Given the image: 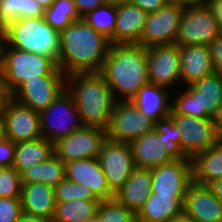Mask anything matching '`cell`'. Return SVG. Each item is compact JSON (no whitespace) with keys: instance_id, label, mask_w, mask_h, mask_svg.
I'll return each mask as SVG.
<instances>
[{"instance_id":"1","label":"cell","mask_w":222,"mask_h":222,"mask_svg":"<svg viewBox=\"0 0 222 222\" xmlns=\"http://www.w3.org/2000/svg\"><path fill=\"white\" fill-rule=\"evenodd\" d=\"M57 67L67 76L72 73L100 72L110 41L83 18L60 32Z\"/></svg>"},{"instance_id":"2","label":"cell","mask_w":222,"mask_h":222,"mask_svg":"<svg viewBox=\"0 0 222 222\" xmlns=\"http://www.w3.org/2000/svg\"><path fill=\"white\" fill-rule=\"evenodd\" d=\"M99 73L116 101H130L141 87L149 83L147 47L139 44L110 45Z\"/></svg>"},{"instance_id":"3","label":"cell","mask_w":222,"mask_h":222,"mask_svg":"<svg viewBox=\"0 0 222 222\" xmlns=\"http://www.w3.org/2000/svg\"><path fill=\"white\" fill-rule=\"evenodd\" d=\"M66 89L72 95L83 126L107 131L116 100L99 72L66 76Z\"/></svg>"},{"instance_id":"4","label":"cell","mask_w":222,"mask_h":222,"mask_svg":"<svg viewBox=\"0 0 222 222\" xmlns=\"http://www.w3.org/2000/svg\"><path fill=\"white\" fill-rule=\"evenodd\" d=\"M59 38L60 33L49 26L43 17L21 18L6 25L7 46L51 57L56 62L60 52Z\"/></svg>"},{"instance_id":"5","label":"cell","mask_w":222,"mask_h":222,"mask_svg":"<svg viewBox=\"0 0 222 222\" xmlns=\"http://www.w3.org/2000/svg\"><path fill=\"white\" fill-rule=\"evenodd\" d=\"M171 97L170 114L189 115L195 118H213L222 105V76L213 73Z\"/></svg>"},{"instance_id":"6","label":"cell","mask_w":222,"mask_h":222,"mask_svg":"<svg viewBox=\"0 0 222 222\" xmlns=\"http://www.w3.org/2000/svg\"><path fill=\"white\" fill-rule=\"evenodd\" d=\"M0 70L11 93L28 78L66 76L53 58L11 48L6 44L0 49Z\"/></svg>"},{"instance_id":"7","label":"cell","mask_w":222,"mask_h":222,"mask_svg":"<svg viewBox=\"0 0 222 222\" xmlns=\"http://www.w3.org/2000/svg\"><path fill=\"white\" fill-rule=\"evenodd\" d=\"M220 33L215 15L206 2L186 6L175 44L208 46Z\"/></svg>"},{"instance_id":"8","label":"cell","mask_w":222,"mask_h":222,"mask_svg":"<svg viewBox=\"0 0 222 222\" xmlns=\"http://www.w3.org/2000/svg\"><path fill=\"white\" fill-rule=\"evenodd\" d=\"M82 126L75 101L67 89L40 112L41 135L53 143Z\"/></svg>"},{"instance_id":"9","label":"cell","mask_w":222,"mask_h":222,"mask_svg":"<svg viewBox=\"0 0 222 222\" xmlns=\"http://www.w3.org/2000/svg\"><path fill=\"white\" fill-rule=\"evenodd\" d=\"M169 116L179 129V146L189 159L209 149L220 139L213 118H195L181 114Z\"/></svg>"},{"instance_id":"10","label":"cell","mask_w":222,"mask_h":222,"mask_svg":"<svg viewBox=\"0 0 222 222\" xmlns=\"http://www.w3.org/2000/svg\"><path fill=\"white\" fill-rule=\"evenodd\" d=\"M184 6L167 4L147 15L139 45L144 47L175 44Z\"/></svg>"},{"instance_id":"11","label":"cell","mask_w":222,"mask_h":222,"mask_svg":"<svg viewBox=\"0 0 222 222\" xmlns=\"http://www.w3.org/2000/svg\"><path fill=\"white\" fill-rule=\"evenodd\" d=\"M155 122L147 118L130 101H116L111 114L107 138L116 142L132 140L154 130Z\"/></svg>"},{"instance_id":"12","label":"cell","mask_w":222,"mask_h":222,"mask_svg":"<svg viewBox=\"0 0 222 222\" xmlns=\"http://www.w3.org/2000/svg\"><path fill=\"white\" fill-rule=\"evenodd\" d=\"M106 138L105 130L82 126L54 142V154L64 163L85 158H98Z\"/></svg>"},{"instance_id":"13","label":"cell","mask_w":222,"mask_h":222,"mask_svg":"<svg viewBox=\"0 0 222 222\" xmlns=\"http://www.w3.org/2000/svg\"><path fill=\"white\" fill-rule=\"evenodd\" d=\"M110 190H119L136 168L130 143L116 142L108 138L103 142L98 157Z\"/></svg>"},{"instance_id":"14","label":"cell","mask_w":222,"mask_h":222,"mask_svg":"<svg viewBox=\"0 0 222 222\" xmlns=\"http://www.w3.org/2000/svg\"><path fill=\"white\" fill-rule=\"evenodd\" d=\"M64 90H66V76H37L34 79H26L12 93V98L40 113Z\"/></svg>"},{"instance_id":"15","label":"cell","mask_w":222,"mask_h":222,"mask_svg":"<svg viewBox=\"0 0 222 222\" xmlns=\"http://www.w3.org/2000/svg\"><path fill=\"white\" fill-rule=\"evenodd\" d=\"M147 69L150 84L167 89L173 88L175 84L179 87L178 84L181 82L179 46L170 44L147 48Z\"/></svg>"},{"instance_id":"16","label":"cell","mask_w":222,"mask_h":222,"mask_svg":"<svg viewBox=\"0 0 222 222\" xmlns=\"http://www.w3.org/2000/svg\"><path fill=\"white\" fill-rule=\"evenodd\" d=\"M151 193L157 196H186L193 182L191 159L174 160L151 169Z\"/></svg>"},{"instance_id":"17","label":"cell","mask_w":222,"mask_h":222,"mask_svg":"<svg viewBox=\"0 0 222 222\" xmlns=\"http://www.w3.org/2000/svg\"><path fill=\"white\" fill-rule=\"evenodd\" d=\"M4 137L14 143L40 137V113L22 105L13 98L2 113Z\"/></svg>"},{"instance_id":"18","label":"cell","mask_w":222,"mask_h":222,"mask_svg":"<svg viewBox=\"0 0 222 222\" xmlns=\"http://www.w3.org/2000/svg\"><path fill=\"white\" fill-rule=\"evenodd\" d=\"M65 176L70 181L90 188L100 201L114 198L98 158H85L65 163Z\"/></svg>"},{"instance_id":"19","label":"cell","mask_w":222,"mask_h":222,"mask_svg":"<svg viewBox=\"0 0 222 222\" xmlns=\"http://www.w3.org/2000/svg\"><path fill=\"white\" fill-rule=\"evenodd\" d=\"M183 213L196 222H222V203L207 185L192 182L184 198Z\"/></svg>"},{"instance_id":"20","label":"cell","mask_w":222,"mask_h":222,"mask_svg":"<svg viewBox=\"0 0 222 222\" xmlns=\"http://www.w3.org/2000/svg\"><path fill=\"white\" fill-rule=\"evenodd\" d=\"M164 143L162 133L155 130L132 140L130 145L135 167L152 169L174 161L165 149Z\"/></svg>"},{"instance_id":"21","label":"cell","mask_w":222,"mask_h":222,"mask_svg":"<svg viewBox=\"0 0 222 222\" xmlns=\"http://www.w3.org/2000/svg\"><path fill=\"white\" fill-rule=\"evenodd\" d=\"M179 56L183 86L214 73L209 46H179Z\"/></svg>"},{"instance_id":"22","label":"cell","mask_w":222,"mask_h":222,"mask_svg":"<svg viewBox=\"0 0 222 222\" xmlns=\"http://www.w3.org/2000/svg\"><path fill=\"white\" fill-rule=\"evenodd\" d=\"M147 15L132 2L117 3L114 44H138Z\"/></svg>"},{"instance_id":"23","label":"cell","mask_w":222,"mask_h":222,"mask_svg":"<svg viewBox=\"0 0 222 222\" xmlns=\"http://www.w3.org/2000/svg\"><path fill=\"white\" fill-rule=\"evenodd\" d=\"M151 169L135 168L125 184L114 193V198L137 213L151 194Z\"/></svg>"},{"instance_id":"24","label":"cell","mask_w":222,"mask_h":222,"mask_svg":"<svg viewBox=\"0 0 222 222\" xmlns=\"http://www.w3.org/2000/svg\"><path fill=\"white\" fill-rule=\"evenodd\" d=\"M22 212L52 221L55 213V193L52 186L44 183L22 184Z\"/></svg>"},{"instance_id":"25","label":"cell","mask_w":222,"mask_h":222,"mask_svg":"<svg viewBox=\"0 0 222 222\" xmlns=\"http://www.w3.org/2000/svg\"><path fill=\"white\" fill-rule=\"evenodd\" d=\"M172 95L169 89L148 83L139 89L131 102L147 118L157 122L170 114Z\"/></svg>"},{"instance_id":"26","label":"cell","mask_w":222,"mask_h":222,"mask_svg":"<svg viewBox=\"0 0 222 222\" xmlns=\"http://www.w3.org/2000/svg\"><path fill=\"white\" fill-rule=\"evenodd\" d=\"M185 196H157L151 193L136 213L137 222H170L183 213Z\"/></svg>"},{"instance_id":"27","label":"cell","mask_w":222,"mask_h":222,"mask_svg":"<svg viewBox=\"0 0 222 222\" xmlns=\"http://www.w3.org/2000/svg\"><path fill=\"white\" fill-rule=\"evenodd\" d=\"M193 182L208 185L222 178V138L192 159Z\"/></svg>"},{"instance_id":"28","label":"cell","mask_w":222,"mask_h":222,"mask_svg":"<svg viewBox=\"0 0 222 222\" xmlns=\"http://www.w3.org/2000/svg\"><path fill=\"white\" fill-rule=\"evenodd\" d=\"M54 155V143L44 137L16 143L13 167L20 175Z\"/></svg>"},{"instance_id":"29","label":"cell","mask_w":222,"mask_h":222,"mask_svg":"<svg viewBox=\"0 0 222 222\" xmlns=\"http://www.w3.org/2000/svg\"><path fill=\"white\" fill-rule=\"evenodd\" d=\"M65 178V163L55 154L48 160L33 165L21 174L22 184L40 182L53 188Z\"/></svg>"},{"instance_id":"30","label":"cell","mask_w":222,"mask_h":222,"mask_svg":"<svg viewBox=\"0 0 222 222\" xmlns=\"http://www.w3.org/2000/svg\"><path fill=\"white\" fill-rule=\"evenodd\" d=\"M100 200H80L56 202L51 222H88L96 217Z\"/></svg>"},{"instance_id":"31","label":"cell","mask_w":222,"mask_h":222,"mask_svg":"<svg viewBox=\"0 0 222 222\" xmlns=\"http://www.w3.org/2000/svg\"><path fill=\"white\" fill-rule=\"evenodd\" d=\"M44 12L36 0H0V20L5 25L21 18H41Z\"/></svg>"},{"instance_id":"32","label":"cell","mask_w":222,"mask_h":222,"mask_svg":"<svg viewBox=\"0 0 222 222\" xmlns=\"http://www.w3.org/2000/svg\"><path fill=\"white\" fill-rule=\"evenodd\" d=\"M45 22L59 33L68 25L81 20L73 0H55L44 12Z\"/></svg>"},{"instance_id":"33","label":"cell","mask_w":222,"mask_h":222,"mask_svg":"<svg viewBox=\"0 0 222 222\" xmlns=\"http://www.w3.org/2000/svg\"><path fill=\"white\" fill-rule=\"evenodd\" d=\"M116 16L117 4L108 1L85 15L83 19L96 31L108 38L111 45H114Z\"/></svg>"},{"instance_id":"34","label":"cell","mask_w":222,"mask_h":222,"mask_svg":"<svg viewBox=\"0 0 222 222\" xmlns=\"http://www.w3.org/2000/svg\"><path fill=\"white\" fill-rule=\"evenodd\" d=\"M154 130L157 133H162L164 147L174 160L189 159L179 146V129L169 115L155 122Z\"/></svg>"},{"instance_id":"35","label":"cell","mask_w":222,"mask_h":222,"mask_svg":"<svg viewBox=\"0 0 222 222\" xmlns=\"http://www.w3.org/2000/svg\"><path fill=\"white\" fill-rule=\"evenodd\" d=\"M96 218L99 222H137L136 213L126 208L115 198L100 201Z\"/></svg>"},{"instance_id":"36","label":"cell","mask_w":222,"mask_h":222,"mask_svg":"<svg viewBox=\"0 0 222 222\" xmlns=\"http://www.w3.org/2000/svg\"><path fill=\"white\" fill-rule=\"evenodd\" d=\"M55 202L80 200H99L90 188L83 184L63 179L55 188Z\"/></svg>"},{"instance_id":"37","label":"cell","mask_w":222,"mask_h":222,"mask_svg":"<svg viewBox=\"0 0 222 222\" xmlns=\"http://www.w3.org/2000/svg\"><path fill=\"white\" fill-rule=\"evenodd\" d=\"M22 180L13 167L0 168V197L21 198Z\"/></svg>"},{"instance_id":"38","label":"cell","mask_w":222,"mask_h":222,"mask_svg":"<svg viewBox=\"0 0 222 222\" xmlns=\"http://www.w3.org/2000/svg\"><path fill=\"white\" fill-rule=\"evenodd\" d=\"M21 213V198L0 197V222H16Z\"/></svg>"},{"instance_id":"39","label":"cell","mask_w":222,"mask_h":222,"mask_svg":"<svg viewBox=\"0 0 222 222\" xmlns=\"http://www.w3.org/2000/svg\"><path fill=\"white\" fill-rule=\"evenodd\" d=\"M16 143L3 137L0 140V168L11 167L14 163Z\"/></svg>"},{"instance_id":"40","label":"cell","mask_w":222,"mask_h":222,"mask_svg":"<svg viewBox=\"0 0 222 222\" xmlns=\"http://www.w3.org/2000/svg\"><path fill=\"white\" fill-rule=\"evenodd\" d=\"M214 73L222 76V33L209 45Z\"/></svg>"},{"instance_id":"41","label":"cell","mask_w":222,"mask_h":222,"mask_svg":"<svg viewBox=\"0 0 222 222\" xmlns=\"http://www.w3.org/2000/svg\"><path fill=\"white\" fill-rule=\"evenodd\" d=\"M131 2L147 14L154 13L168 4L167 0H132Z\"/></svg>"},{"instance_id":"42","label":"cell","mask_w":222,"mask_h":222,"mask_svg":"<svg viewBox=\"0 0 222 222\" xmlns=\"http://www.w3.org/2000/svg\"><path fill=\"white\" fill-rule=\"evenodd\" d=\"M81 18L90 13L92 10L108 2V0H73Z\"/></svg>"},{"instance_id":"43","label":"cell","mask_w":222,"mask_h":222,"mask_svg":"<svg viewBox=\"0 0 222 222\" xmlns=\"http://www.w3.org/2000/svg\"><path fill=\"white\" fill-rule=\"evenodd\" d=\"M12 99V93L9 91L4 77L0 70V114L7 108L9 101Z\"/></svg>"},{"instance_id":"44","label":"cell","mask_w":222,"mask_h":222,"mask_svg":"<svg viewBox=\"0 0 222 222\" xmlns=\"http://www.w3.org/2000/svg\"><path fill=\"white\" fill-rule=\"evenodd\" d=\"M205 2L214 13L219 30L222 33V0H205Z\"/></svg>"},{"instance_id":"45","label":"cell","mask_w":222,"mask_h":222,"mask_svg":"<svg viewBox=\"0 0 222 222\" xmlns=\"http://www.w3.org/2000/svg\"><path fill=\"white\" fill-rule=\"evenodd\" d=\"M215 197L222 203V178L217 179L207 185Z\"/></svg>"},{"instance_id":"46","label":"cell","mask_w":222,"mask_h":222,"mask_svg":"<svg viewBox=\"0 0 222 222\" xmlns=\"http://www.w3.org/2000/svg\"><path fill=\"white\" fill-rule=\"evenodd\" d=\"M16 222H50L45 218L22 212Z\"/></svg>"},{"instance_id":"47","label":"cell","mask_w":222,"mask_h":222,"mask_svg":"<svg viewBox=\"0 0 222 222\" xmlns=\"http://www.w3.org/2000/svg\"><path fill=\"white\" fill-rule=\"evenodd\" d=\"M217 133L222 138V105L219 107L217 114L213 117Z\"/></svg>"},{"instance_id":"48","label":"cell","mask_w":222,"mask_h":222,"mask_svg":"<svg viewBox=\"0 0 222 222\" xmlns=\"http://www.w3.org/2000/svg\"><path fill=\"white\" fill-rule=\"evenodd\" d=\"M169 4H177L181 6H191L205 2V0H167Z\"/></svg>"},{"instance_id":"49","label":"cell","mask_w":222,"mask_h":222,"mask_svg":"<svg viewBox=\"0 0 222 222\" xmlns=\"http://www.w3.org/2000/svg\"><path fill=\"white\" fill-rule=\"evenodd\" d=\"M6 25L0 20V49L5 45Z\"/></svg>"},{"instance_id":"50","label":"cell","mask_w":222,"mask_h":222,"mask_svg":"<svg viewBox=\"0 0 222 222\" xmlns=\"http://www.w3.org/2000/svg\"><path fill=\"white\" fill-rule=\"evenodd\" d=\"M170 222H196V221L193 218L182 213L181 215L177 216L176 218H174Z\"/></svg>"},{"instance_id":"51","label":"cell","mask_w":222,"mask_h":222,"mask_svg":"<svg viewBox=\"0 0 222 222\" xmlns=\"http://www.w3.org/2000/svg\"><path fill=\"white\" fill-rule=\"evenodd\" d=\"M42 7L49 8L55 0H36Z\"/></svg>"},{"instance_id":"52","label":"cell","mask_w":222,"mask_h":222,"mask_svg":"<svg viewBox=\"0 0 222 222\" xmlns=\"http://www.w3.org/2000/svg\"><path fill=\"white\" fill-rule=\"evenodd\" d=\"M4 137V130H3V119L2 115L0 114V140Z\"/></svg>"},{"instance_id":"53","label":"cell","mask_w":222,"mask_h":222,"mask_svg":"<svg viewBox=\"0 0 222 222\" xmlns=\"http://www.w3.org/2000/svg\"><path fill=\"white\" fill-rule=\"evenodd\" d=\"M108 1L117 4L121 2H131L132 0H108Z\"/></svg>"},{"instance_id":"54","label":"cell","mask_w":222,"mask_h":222,"mask_svg":"<svg viewBox=\"0 0 222 222\" xmlns=\"http://www.w3.org/2000/svg\"><path fill=\"white\" fill-rule=\"evenodd\" d=\"M88 222H99L98 219L95 217L94 219L89 220Z\"/></svg>"}]
</instances>
